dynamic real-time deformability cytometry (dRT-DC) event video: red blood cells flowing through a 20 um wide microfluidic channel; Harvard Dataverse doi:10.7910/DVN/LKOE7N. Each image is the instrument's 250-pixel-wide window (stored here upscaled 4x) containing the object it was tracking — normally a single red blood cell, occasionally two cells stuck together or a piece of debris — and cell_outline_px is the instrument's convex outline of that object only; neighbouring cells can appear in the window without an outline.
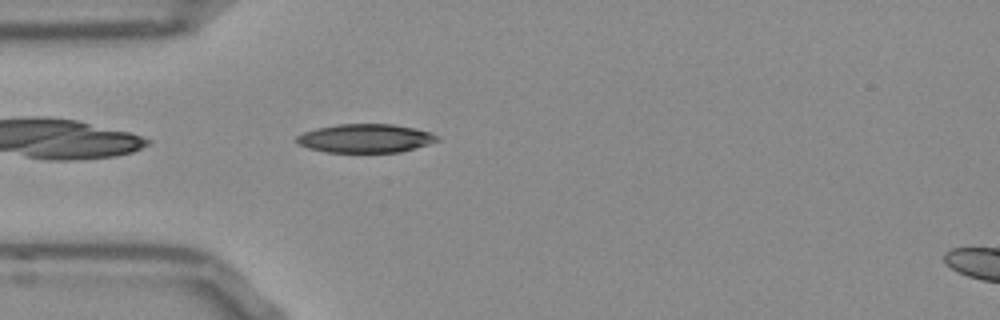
{"species": "Egyptian fruit bat (a non-hibernating species)", "species_latin": "Rousettus aegyptiacus", "temperature_condition": "room temperature", "stored_images_in_passage": 40, "camera_frame_rate_fps": 3000, "um_per_image_px": 0.085, "frame": {"image": 1, "passage_image": 2, "time_ms": 0.333, "image_size_px": [1000, 320], "cell_outline_px": [[440, 140], [428, 144], [400, 152], [324, 152], [308, 148], [296, 144], [296, 136], [304, 132], [316, 128], [336, 124], [392, 124], [412, 128], [428, 132], [440, 136]], "centroid_in_image_um": [31.01, 11.76], "position_along_channel_um": 54.0, "area_um2": 23.47}}
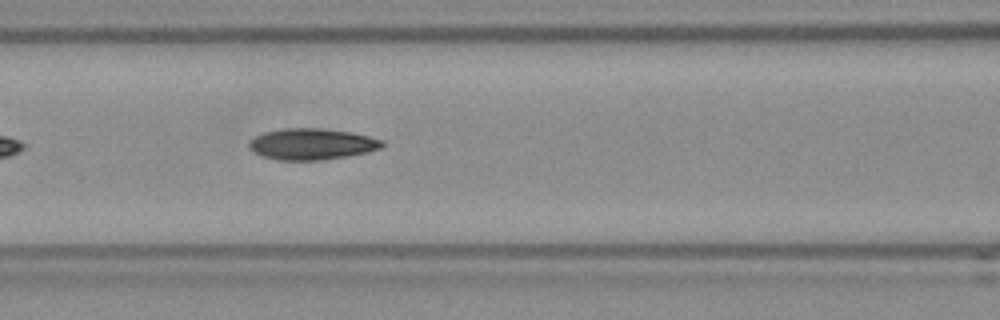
{"frame": {"image": 2, "passage_image": 9, "time_ms": 2.667, "image_size_px": [1000, 320], "cell_outline_px": [[384, 144], [380, 148], [368, 152], [324, 160], [276, 160], [252, 152], [248, 144], [256, 136], [264, 132], [280, 128], [320, 128], [352, 132], [384, 140]], "centroid_in_image_um": [26.51, 12.24], "position_along_channel_um": 140.1, "area_um2": 24.28}}
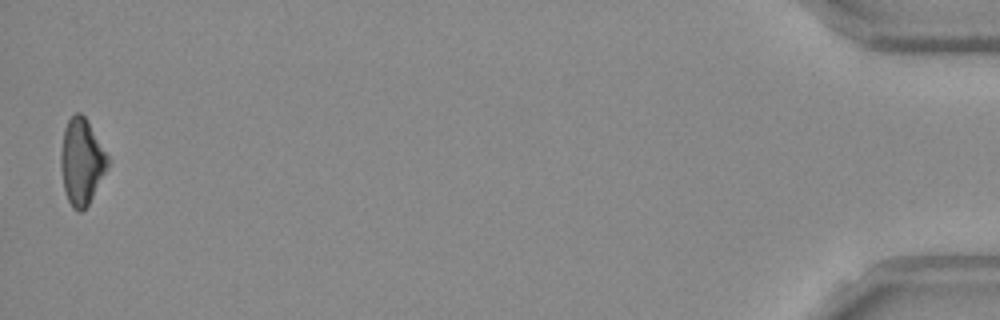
{"frame": {"image": 3, "passage_image": 39, "time_ms": 12.667, "image_size_px": [1000, 320], "cell_outline_px": [[112, 160], [108, 168], [88, 204], [80, 212], [72, 208], [68, 200], [64, 188], [60, 164], [60, 152], [64, 128], [68, 120], [76, 112], [80, 112], [84, 116]], "centroid_in_image_um": [6.95, 13.73], "position_along_channel_um": 428.2, "area_um2": 23.58}, "authors_computed_cell_mechanics": {"area_um2": 23.8425, "velocity_mm_per_s": 3.8693, "shape_relaxation_time_tau1_ms": 7.3465, "shape_relaxation_time_tau2_ms": 6.6396, "deformation_change_tau1": 0.1883, "deformation_change_tau2": 0.1497}}